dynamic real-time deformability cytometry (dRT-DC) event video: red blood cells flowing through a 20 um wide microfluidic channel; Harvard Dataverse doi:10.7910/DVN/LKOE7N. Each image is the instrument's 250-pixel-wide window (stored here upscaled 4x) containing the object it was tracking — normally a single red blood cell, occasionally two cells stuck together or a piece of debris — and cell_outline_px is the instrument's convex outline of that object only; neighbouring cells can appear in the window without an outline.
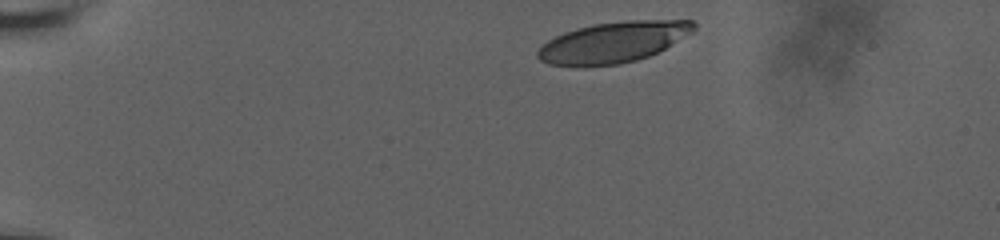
{"species": "human", "species_latin": "Homo sapiens", "temperature_condition": "room temperature", "stored_images_in_passage": 17, "camera_frame_rate_fps": 3000, "um_per_image_px": 0.085, "donor": {"sex": "male"}, "frame": {"image": 1, "passage_image": 1, "time_ms": 0.0, "image_size_px": [1000, 240], "cell_outline_px": [[696, 28], [692, 32], [664, 48], [648, 56], [636, 60], [620, 64], [584, 68], [576, 68], [548, 64], [540, 60], [536, 56], [536, 52], [548, 40], [564, 32], [576, 28], [592, 24], [628, 20], [692, 20], [696, 24]], "centroid_in_image_um": [52.06, 3.61], "position_along_channel_um": 32.9, "area_um2": 37.51}}
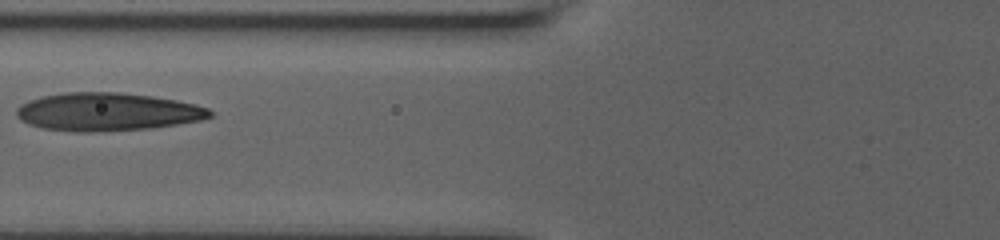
{"frame": {"image": 2, "passage_image": 12, "time_ms": 3.667, "image_size_px": [1000, 240], "cell_outline_px": [[212, 116], [200, 120], [176, 124], [148, 128], [92, 132], [76, 132], [44, 128], [28, 124], [16, 116], [16, 108], [20, 104], [28, 100], [40, 96], [64, 92], [120, 92], [152, 96], [176, 100], [196, 104], [208, 108], [212, 112]], "centroid_in_image_um": [9.08, 9.49], "position_along_channel_um": 116.7, "area_um2": 42.95}}
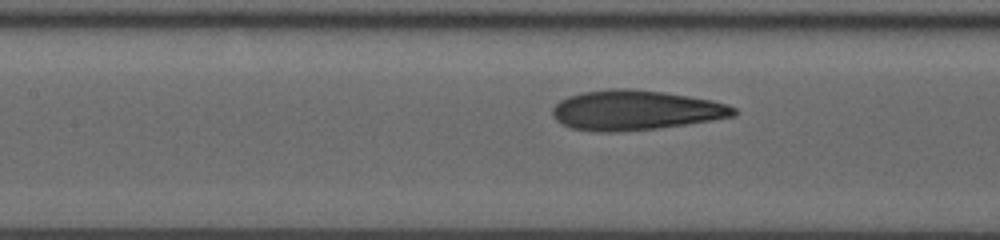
{"frame": {"image": 3, "passage_image": 15, "time_ms": 4.667, "image_size_px": [1000, 240], "cell_outline_px": [[740, 112], [736, 116], [712, 120], [656, 128], [616, 132], [604, 132], [572, 128], [556, 120], [552, 116], [552, 108], [560, 100], [568, 96], [584, 92], [608, 88], [632, 88], [664, 92], [712, 100], [728, 104], [736, 108]], "centroid_in_image_um": [54.04, 9.35], "position_along_channel_um": 153.4, "area_um2": 42.14}}